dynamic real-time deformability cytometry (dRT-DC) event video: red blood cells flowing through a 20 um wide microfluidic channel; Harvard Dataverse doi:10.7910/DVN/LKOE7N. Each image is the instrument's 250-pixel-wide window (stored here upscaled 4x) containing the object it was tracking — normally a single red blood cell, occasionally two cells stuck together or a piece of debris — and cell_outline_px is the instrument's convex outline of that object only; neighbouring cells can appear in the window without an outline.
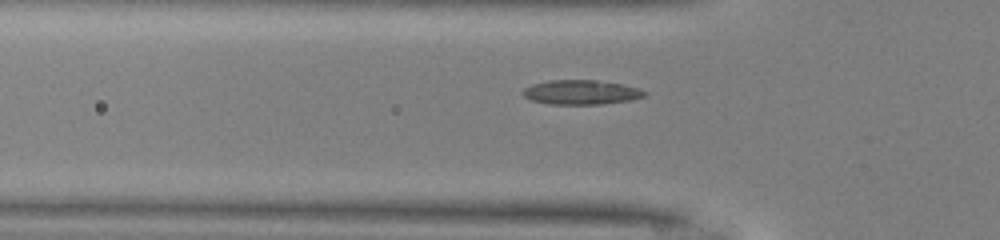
{"species": "common noctule bat (a hibernating species)", "species_latin": "Nyctalus noctula", "temperature_condition": "warm", "stored_images_in_passage": 33, "camera_frame_rate_fps": 3000, "um_per_image_px": 0.085, "animal": {"sex": "male", "body_mass_g": 13.0, "forearm_length_mm": 53.1}, "frame": {"image": 1, "passage_image": 7, "time_ms": 2.0, "image_size_px": [1000, 240], "cell_outline_px": [[648, 92], [644, 96], [628, 100], [600, 104], [548, 104], [528, 100], [520, 92], [524, 88], [532, 84], [548, 80], [596, 80], [624, 84], [640, 88]], "centroid_in_image_um": [49.35, 7.83], "position_along_channel_um": 76.4, "area_um2": 17.51}}
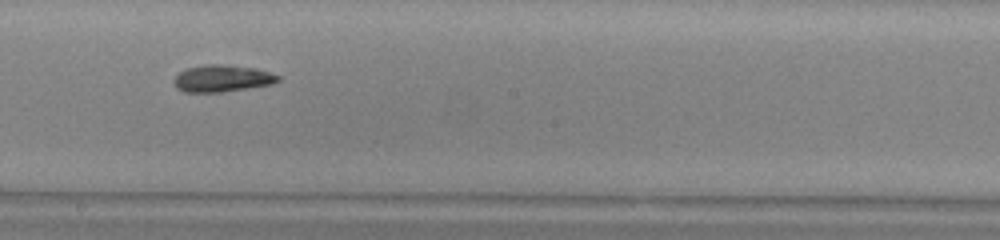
{"frame": {"image": 2, "passage_image": 18, "time_ms": 5.667, "image_size_px": [1000, 240], "cell_outline_px": [[280, 80], [272, 84], [248, 88], [220, 92], [184, 92], [176, 88], [172, 80], [180, 72], [188, 68], [204, 64], [224, 64], [256, 68], [280, 76]], "centroid_in_image_um": [18.87, 6.66], "position_along_channel_um": 229.3, "area_um2": 16.36}}
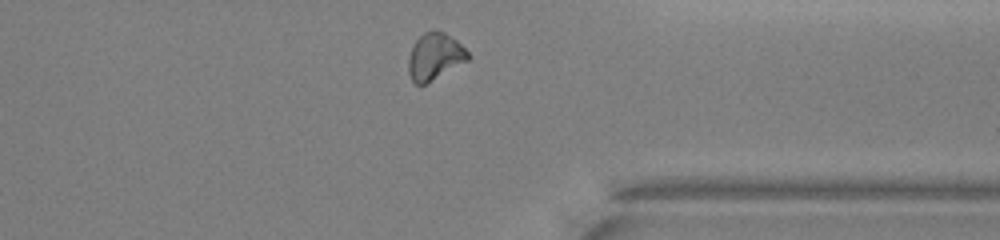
{"frame": {"image": 3, "passage_image": 29, "time_ms": 9.333, "image_size_px": [1000, 240], "cell_outline_px": [[472, 56], [468, 60], [424, 84], [416, 84], [412, 80], [408, 72], [408, 60], [412, 48], [416, 40], [424, 32], [436, 28], [444, 32], [456, 40]], "centroid_in_image_um": [36.95, 4.77], "position_along_channel_um": 374.4, "area_um2": 16.07}, "authors_computed_cell_mechanics": {"area_um2": 16.0684, "velocity_mm_per_s": 4.1643, "shape_relaxation_time_tau1_ms": 8.7171, "shape_relaxation_time_tau2_ms": 5.1478, "deformation_change_tau1": 0.1611, "deformation_change_tau2": 0.1064}}